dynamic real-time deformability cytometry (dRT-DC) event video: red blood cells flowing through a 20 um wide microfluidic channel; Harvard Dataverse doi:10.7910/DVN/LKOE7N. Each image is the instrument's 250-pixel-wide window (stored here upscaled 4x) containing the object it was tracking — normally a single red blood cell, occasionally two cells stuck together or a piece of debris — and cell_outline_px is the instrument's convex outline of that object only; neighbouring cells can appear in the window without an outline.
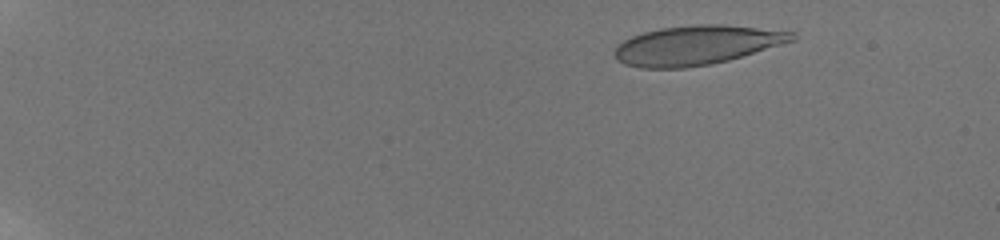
{"species": "human", "species_latin": "Homo sapiens", "temperature_condition": "room temperature", "stored_images_in_passage": 11, "camera_frame_rate_fps": 3000, "um_per_image_px": 0.085, "donor": {"sex": "male"}, "frame": {"image": 1, "passage_image": 1, "time_ms": 0.0, "image_size_px": [1000, 240], "cell_outline_px": [[796, 40], [728, 60], [712, 64], [684, 68], [640, 68], [624, 64], [616, 60], [612, 52], [624, 40], [632, 36], [644, 32], [660, 28], [700, 24], [724, 24], [796, 32]], "centroid_in_image_um": [59.2, 3.84], "position_along_channel_um": 25.8, "area_um2": 40.69}}
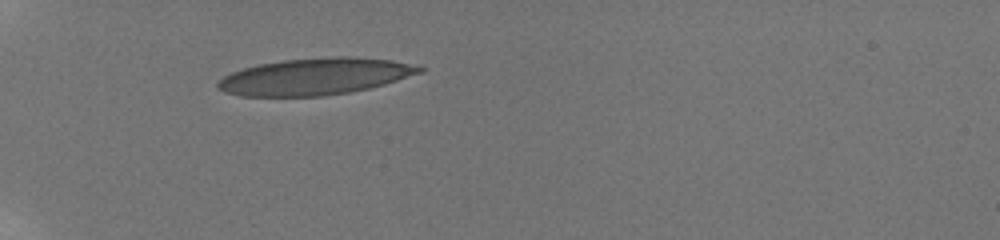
{"frame": {"image": 2, "passage_image": 7, "time_ms": 4.0, "image_size_px": [1000, 240], "cell_outline_px": [[424, 72], [384, 84], [352, 92], [324, 96], [240, 96], [224, 92], [216, 88], [216, 84], [224, 76], [232, 72], [244, 68], [260, 64], [284, 60], [340, 56], [348, 56], [392, 60], [424, 68]], "centroid_in_image_um": [26.76, 6.51], "position_along_channel_um": 58.2, "area_um2": 42.95}}
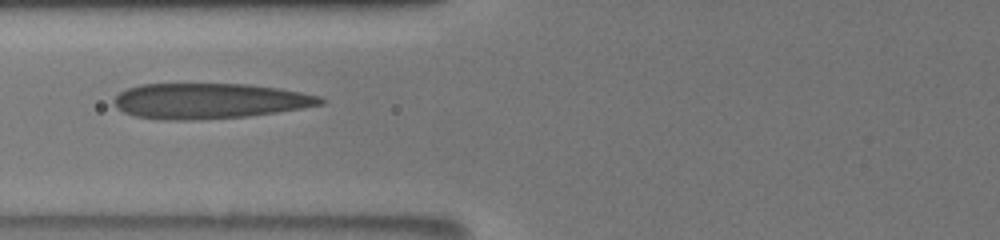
{"frame": {"image": 3, "passage_image": 10, "time_ms": 6.0, "image_size_px": [1000, 240], "cell_outline_px": [[328, 100], [324, 104], [276, 112], [248, 116], [192, 120], [160, 120], [132, 116], [116, 108], [112, 100], [120, 92], [128, 88], [140, 84], [248, 84], [280, 88], [320, 96]], "centroid_in_image_um": [17.77, 8.58], "position_along_channel_um": 108.0, "area_um2": 42.89}}